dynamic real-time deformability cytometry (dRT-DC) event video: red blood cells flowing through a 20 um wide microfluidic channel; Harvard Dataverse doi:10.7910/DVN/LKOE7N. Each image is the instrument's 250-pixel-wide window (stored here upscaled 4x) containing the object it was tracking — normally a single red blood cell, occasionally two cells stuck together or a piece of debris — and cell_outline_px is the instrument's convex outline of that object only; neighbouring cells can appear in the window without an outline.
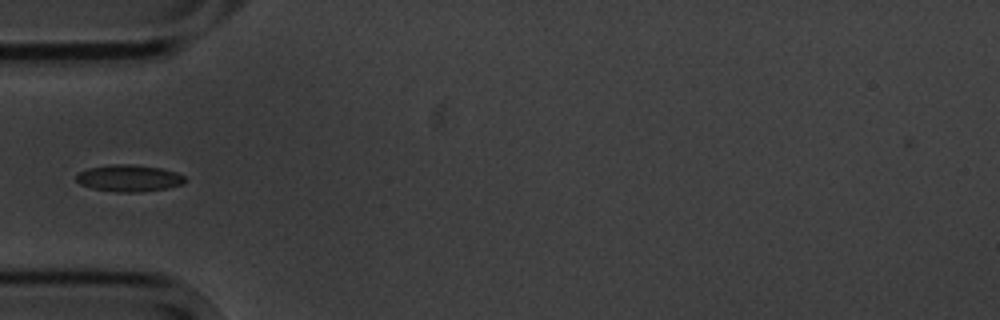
{"species": "common noctule bat (a hibernating species)", "species_latin": "Nyctalus noctula", "temperature_condition": "cold", "stored_images_in_passage": 5, "camera_frame_rate_fps": 3000, "um_per_image_px": 0.085, "animal": {"sex": "male", "body_mass_g": 20.1, "forearm_length_mm": 53.5}, "frame": {"image": 1, "passage_image": 5, "time_ms": 5.333, "image_size_px": [1000, 320], "cell_outline_px": [[188, 180], [184, 184], [168, 188], [140, 192], [116, 192], [92, 188], [80, 184], [76, 180], [76, 176], [80, 172], [88, 168], [112, 164], [132, 164], [160, 168], [176, 172], [184, 176]], "centroid_in_image_um": [11.0, 15.15], "position_along_channel_um": 74.0, "area_um2": 17.05}}